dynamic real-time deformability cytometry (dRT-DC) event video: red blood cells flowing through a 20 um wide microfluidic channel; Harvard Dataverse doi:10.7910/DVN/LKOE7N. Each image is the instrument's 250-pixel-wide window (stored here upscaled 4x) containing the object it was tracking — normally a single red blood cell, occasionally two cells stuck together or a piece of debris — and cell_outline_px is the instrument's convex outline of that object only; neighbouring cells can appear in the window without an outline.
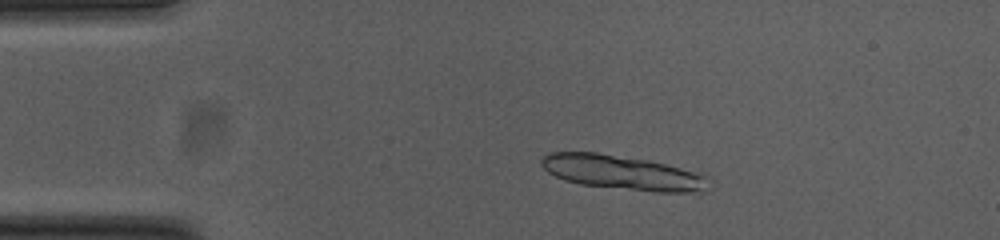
{"species": "common noctule bat (a hibernating species)", "species_latin": "Nyctalus noctula", "temperature_condition": "cold", "stored_images_in_passage": 51, "segment_of_instrument_passage": [1, 2], "camera_frame_rate_fps": 3000, "um_per_image_px": 0.085, "animal": {"sex": "female", "body_mass_g": 23.0, "forearm_length_mm": 53.4}, "frame": {"image": 1, "passage_image": 8, "time_ms": 2.333, "image_size_px": [1000, 240], "cell_outline_px": [[712, 188], [704, 192], [652, 192], [580, 184], [564, 180], [548, 172], [540, 164], [540, 160], [548, 152], [596, 152], [648, 160], [700, 172], [712, 176]], "centroid_in_image_um": [53.04, 14.68], "position_along_channel_um": 32.0, "area_um2": 34.22}}